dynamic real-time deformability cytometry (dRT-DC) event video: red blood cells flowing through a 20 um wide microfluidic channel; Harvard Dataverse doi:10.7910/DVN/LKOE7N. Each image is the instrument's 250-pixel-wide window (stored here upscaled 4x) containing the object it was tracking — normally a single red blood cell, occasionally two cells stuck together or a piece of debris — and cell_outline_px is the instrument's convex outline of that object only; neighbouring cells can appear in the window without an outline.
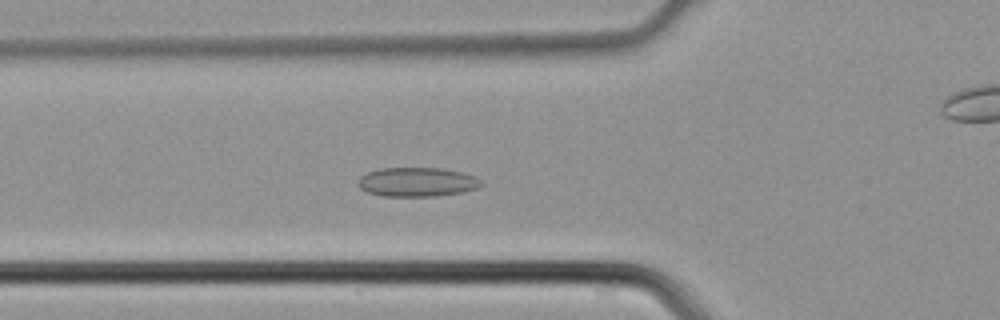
{"species": "common noctule bat (a hibernating species)", "species_latin": "Nyctalus noctula", "temperature_condition": "cold", "stored_images_in_passage": 35, "camera_frame_rate_fps": 3000, "um_per_image_px": 0.085, "animal": {"sex": "male", "body_mass_g": 21.5, "forearm_length_mm": 52.0}, "frame": {"image": 1, "passage_image": 5, "time_ms": 1.333, "image_size_px": [1000, 320], "cell_outline_px": [[484, 184], [476, 188], [460, 192], [436, 196], [384, 196], [368, 192], [360, 188], [360, 176], [368, 172], [380, 168], [440, 168], [464, 172], [476, 176], [484, 180]], "centroid_in_image_um": [35.52, 15.46], "position_along_channel_um": 90.3, "area_um2": 20.92}}
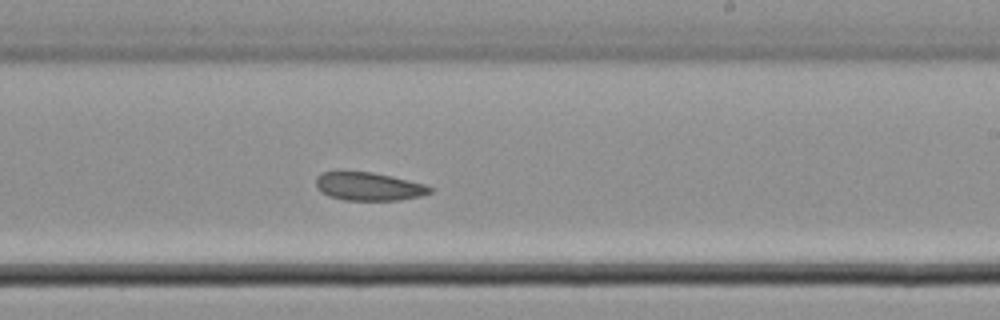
{"frame": {"image": 2, "passage_image": 16, "time_ms": 5.0, "image_size_px": [1000, 320], "cell_outline_px": [[432, 192], [420, 196], [400, 200], [344, 200], [328, 196], [320, 192], [316, 188], [316, 176], [324, 172], [372, 172], [392, 176], [428, 184], [432, 188]], "centroid_in_image_um": [31.36, 15.85], "position_along_channel_um": 257.6, "area_um2": 18.9}}
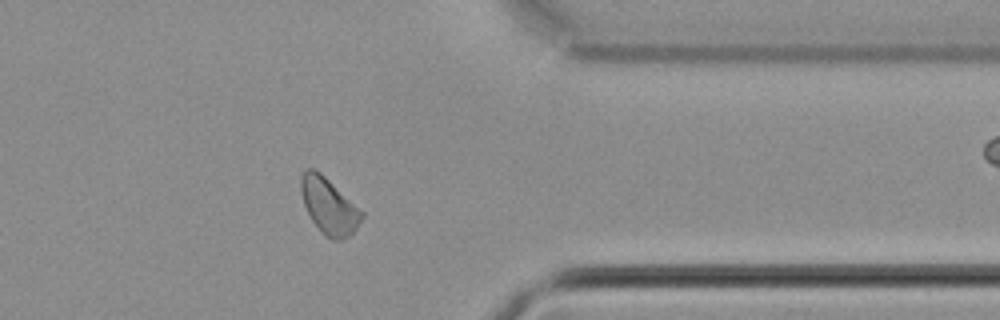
{"frame": {"image": 3, "passage_image": 25, "time_ms": 8.0, "image_size_px": [1000, 320], "cell_outline_px": [[364, 216], [356, 228], [344, 240], [332, 240], [312, 220], [304, 204], [300, 192], [300, 176], [308, 168], [312, 168], [320, 172], [364, 212]], "centroid_in_image_um": [27.96, 17.49], "position_along_channel_um": 383.4, "area_um2": 19.48}}